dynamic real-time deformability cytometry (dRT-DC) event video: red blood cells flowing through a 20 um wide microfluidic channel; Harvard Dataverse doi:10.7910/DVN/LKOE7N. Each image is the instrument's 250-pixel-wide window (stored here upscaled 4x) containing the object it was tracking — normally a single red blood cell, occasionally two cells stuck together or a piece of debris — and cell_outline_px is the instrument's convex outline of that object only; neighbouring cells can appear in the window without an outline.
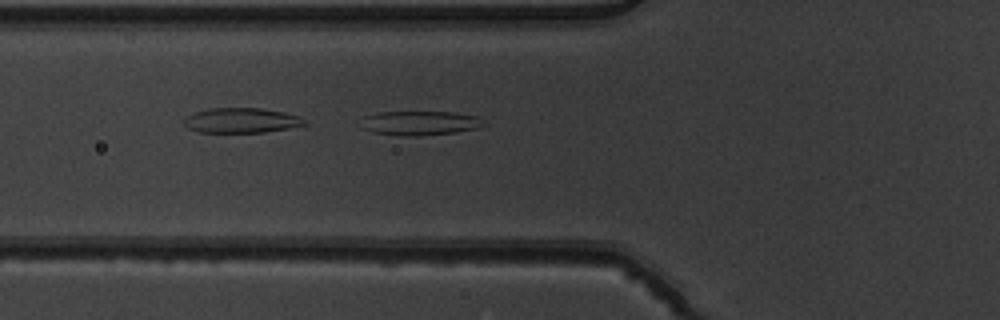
{"species": "common noctule bat (a hibernating species)", "species_latin": "Nyctalus noctula", "temperature_condition": "warm", "stored_images_in_passage": 5, "camera_frame_rate_fps": 3000, "um_per_image_px": 0.085, "animal": {"sex": "male", "body_mass_g": 19.5, "forearm_length_mm": 54.6}, "frame": {"image": 1, "passage_image": 5, "time_ms": 1.333, "image_size_px": [1000, 320], "cell_outline_px": [[488, 124], [476, 128], [456, 132], [416, 136], [404, 136], [372, 132], [360, 128], [364, 116], [380, 112], [452, 112], [476, 116]], "centroid_in_image_um": [35.67, 10.46], "position_along_channel_um": 90.1, "area_um2": 17.34}}